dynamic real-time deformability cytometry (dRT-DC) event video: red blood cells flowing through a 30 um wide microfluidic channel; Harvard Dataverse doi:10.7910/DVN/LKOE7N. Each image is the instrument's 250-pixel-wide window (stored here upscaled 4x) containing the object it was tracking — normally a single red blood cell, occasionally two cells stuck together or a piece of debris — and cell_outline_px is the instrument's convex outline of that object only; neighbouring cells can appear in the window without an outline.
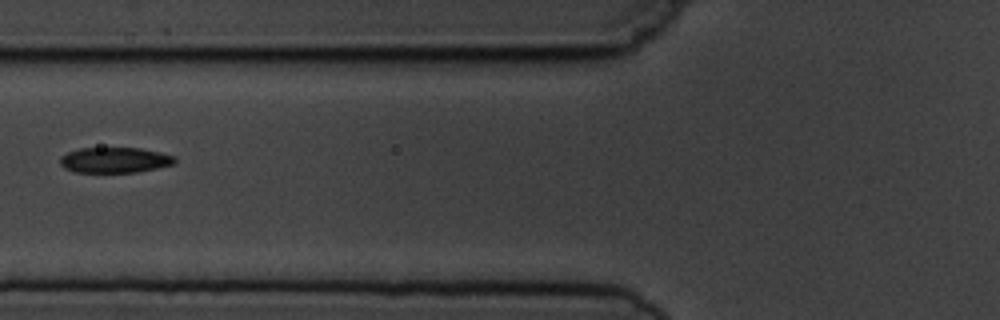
{"species": "common noctule bat (a hibernating species)", "species_latin": "Nyctalus noctula", "temperature_condition": "cold", "stored_images_in_passage": 3, "camera_frame_rate_fps": 3000, "um_per_image_px": 0.085, "animal": {"sex": "male", "body_mass_g": 19.5, "forearm_length_mm": 54.6}, "frame": {"image": 1, "passage_image": 2, "time_ms": 2.0, "image_size_px": [1000, 320], "cell_outline_px": [[176, 164], [136, 172], [76, 172], [64, 168], [60, 164], [60, 156], [68, 152], [80, 148], [140, 148], [160, 152], [176, 156]], "centroid_in_image_um": [9.77, 13.6], "position_along_channel_um": 116.0, "area_um2": 17.11}}
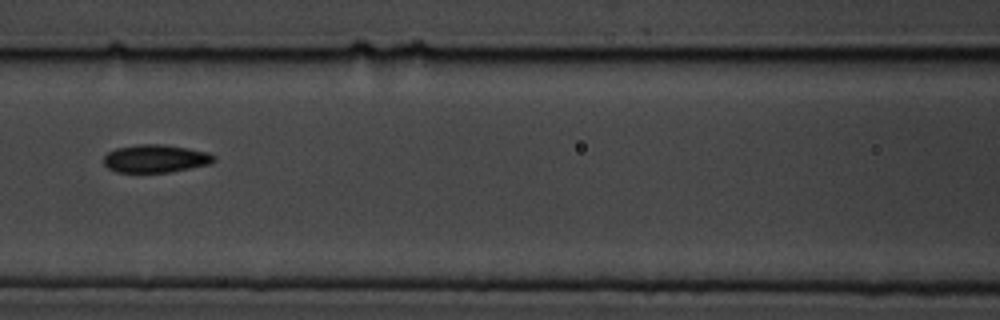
{"frame": {"image": 2, "passage_image": 3, "time_ms": 3.0, "image_size_px": [1000, 320], "cell_outline_px": [[216, 160], [212, 164], [168, 172], [116, 172], [108, 168], [104, 164], [104, 156], [108, 152], [116, 148], [140, 144], [160, 144], [188, 148], [208, 152], [216, 156]], "centroid_in_image_um": [13.25, 13.48], "position_along_channel_um": 153.4, "area_um2": 17.98}}